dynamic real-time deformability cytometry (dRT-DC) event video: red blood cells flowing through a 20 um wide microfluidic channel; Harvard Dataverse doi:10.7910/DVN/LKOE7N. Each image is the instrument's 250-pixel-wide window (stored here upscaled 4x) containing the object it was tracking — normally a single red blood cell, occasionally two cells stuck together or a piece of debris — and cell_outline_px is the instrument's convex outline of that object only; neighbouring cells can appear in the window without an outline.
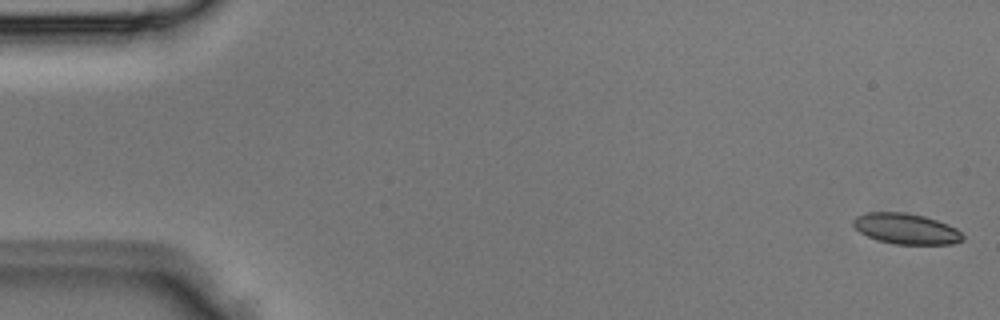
{"species": "Egyptian fruit bat (a non-hibernating species)", "species_latin": "Rousettus aegyptiacus", "temperature_condition": "room temperature", "stored_images_in_passage": 3, "segment_of_instrument_passage": [2, 2], "camera_frame_rate_fps": 3000, "um_per_image_px": 0.085, "animal": {"sex": "male"}, "frame": {"image": 1, "passage_image": 3, "time_ms": 0.667, "image_size_px": [1000, 320], "cell_outline_px": [[964, 240], [952, 244], [896, 244], [876, 240], [860, 232], [852, 224], [852, 220], [856, 216], [868, 212], [904, 212], [924, 216], [948, 224], [956, 228], [964, 236]], "centroid_in_image_um": [77.02, 19.44], "position_along_channel_um": 8.0, "area_um2": 19.59}}